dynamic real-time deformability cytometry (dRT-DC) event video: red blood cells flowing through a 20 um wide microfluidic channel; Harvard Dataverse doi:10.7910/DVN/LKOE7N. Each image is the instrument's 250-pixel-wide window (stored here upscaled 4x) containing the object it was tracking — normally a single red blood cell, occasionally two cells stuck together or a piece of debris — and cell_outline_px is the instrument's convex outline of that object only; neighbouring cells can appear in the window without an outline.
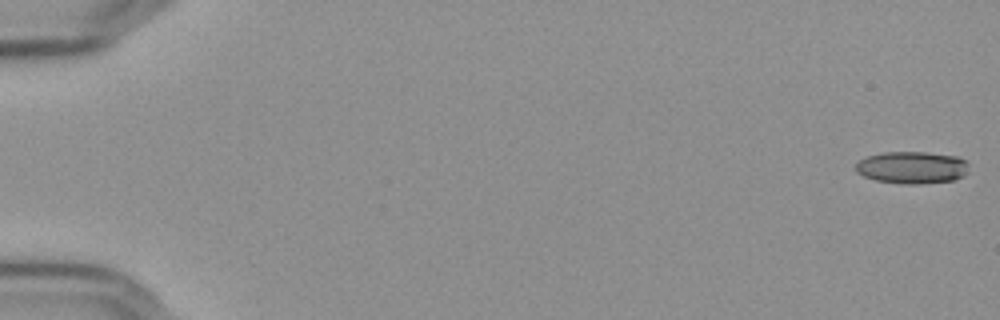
{"species": "Egyptian fruit bat (a non-hibernating species)", "species_latin": "Rousettus aegyptiacus", "temperature_condition": "cold", "stored_images_in_passage": 57, "camera_frame_rate_fps": 3000, "um_per_image_px": 0.085, "frame": {"image": 1, "passage_image": 1, "time_ms": 0.0, "image_size_px": [1000, 320], "cell_outline_px": [[968, 172], [964, 176], [952, 180], [916, 184], [908, 184], [876, 180], [864, 176], [856, 172], [856, 164], [860, 160], [868, 156], [884, 152], [928, 152], [960, 156], [968, 164]], "centroid_in_image_um": [77.56, 14.22], "position_along_channel_um": 7.4, "area_um2": 21.21}}
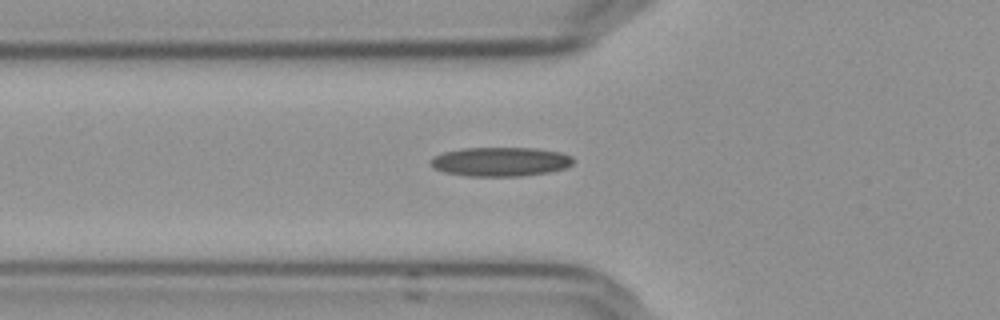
{"frame": {"image": 2, "passage_image": 21, "time_ms": 6.667, "image_size_px": [1000, 320], "cell_outline_px": [[572, 164], [564, 168], [548, 172], [520, 176], [464, 176], [444, 172], [432, 168], [428, 164], [428, 160], [432, 156], [444, 152], [460, 148], [536, 148], [560, 152], [572, 156]], "centroid_in_image_um": [42.45, 13.74], "position_along_channel_um": 83.4, "area_um2": 24.45}}
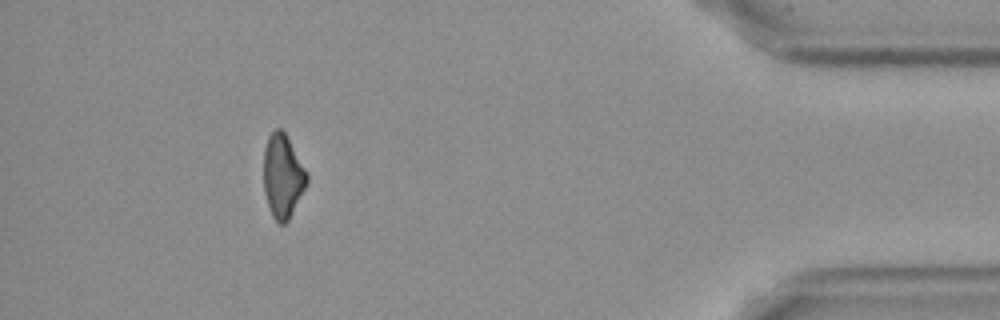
{"frame": {"image": 3, "passage_image": 52, "time_ms": 17.0, "image_size_px": [1000, 320], "cell_outline_px": [[308, 180], [288, 220], [284, 224], [280, 224], [272, 216], [264, 192], [264, 148], [268, 136], [276, 128], [280, 128], [288, 136], [308, 172]], "centroid_in_image_um": [24.03, 14.92], "position_along_channel_um": 411.2, "area_um2": 20.98}, "authors_computed_cell_mechanics": {"area_um2": 22.542, "velocity_mm_per_s": 3.6515, "shape_relaxation_time_tau1_ms": null, "shape_relaxation_time_tau2_ms": 4.7263, "deformation_change_tau1": null, "deformation_change_tau2": 0.1474}}